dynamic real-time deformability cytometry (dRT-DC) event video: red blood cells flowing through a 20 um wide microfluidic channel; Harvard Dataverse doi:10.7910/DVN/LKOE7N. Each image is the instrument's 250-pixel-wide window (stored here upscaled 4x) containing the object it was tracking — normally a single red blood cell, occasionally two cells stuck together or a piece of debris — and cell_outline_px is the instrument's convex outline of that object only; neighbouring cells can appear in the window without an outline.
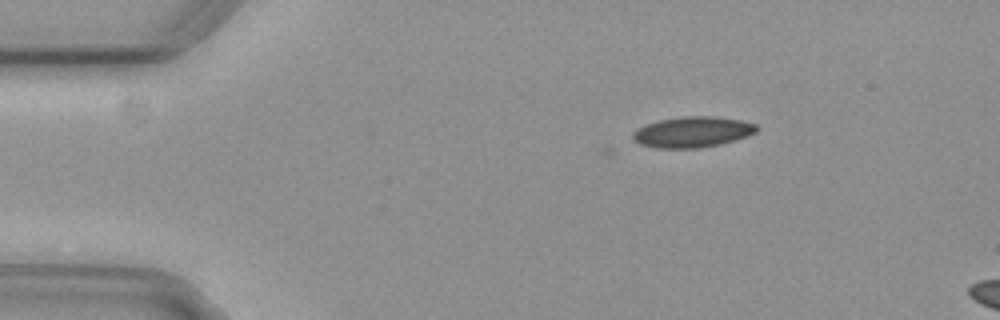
{"species": "common noctule bat (a hibernating species)", "species_latin": "Nyctalus noctula", "temperature_condition": "cold", "stored_images_in_passage": 3, "camera_frame_rate_fps": 3000, "um_per_image_px": 0.085, "animal": {"sex": "female", "body_mass_g": 29.2, "forearm_length_mm": 56.3}, "frame": {"image": 1, "passage_image": 1, "time_ms": 0.0, "image_size_px": [1000, 320], "cell_outline_px": [[760, 128], [756, 132], [748, 136], [736, 140], [720, 144], [700, 148], [656, 148], [640, 144], [632, 140], [632, 132], [636, 128], [644, 124], [660, 120], [684, 116], [712, 116], [740, 120], [756, 124]], "centroid_in_image_um": [58.84, 11.22], "position_along_channel_um": 26.2, "area_um2": 22.43}}